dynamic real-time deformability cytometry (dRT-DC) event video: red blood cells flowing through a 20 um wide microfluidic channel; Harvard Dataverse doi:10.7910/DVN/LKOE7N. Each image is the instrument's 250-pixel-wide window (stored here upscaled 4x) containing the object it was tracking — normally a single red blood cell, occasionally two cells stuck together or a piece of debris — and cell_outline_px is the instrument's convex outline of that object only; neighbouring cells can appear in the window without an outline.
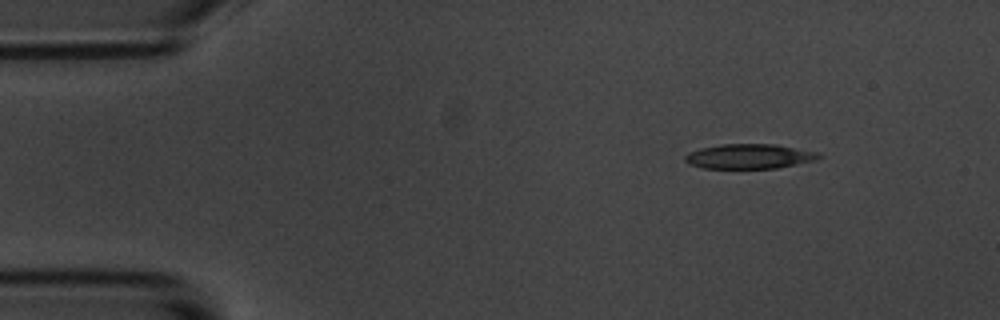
{"species": "common noctule bat (a hibernating species)", "species_latin": "Nyctalus noctula", "temperature_condition": "room temperature", "stored_images_in_passage": 10, "camera_frame_rate_fps": 3000, "um_per_image_px": 0.085, "animal": {"sex": "male", "body_mass_g": 20.1, "forearm_length_mm": 53.5}, "frame": {"image": 1, "passage_image": 1, "time_ms": 0.0, "image_size_px": [1000, 320], "cell_outline_px": [[824, 156], [816, 160], [776, 168], [704, 168], [688, 164], [684, 160], [684, 156], [688, 152], [700, 148], [720, 144], [776, 144], [820, 152]], "centroid_in_image_um": [63.7, 13.28], "position_along_channel_um": 21.3, "area_um2": 19.48}}
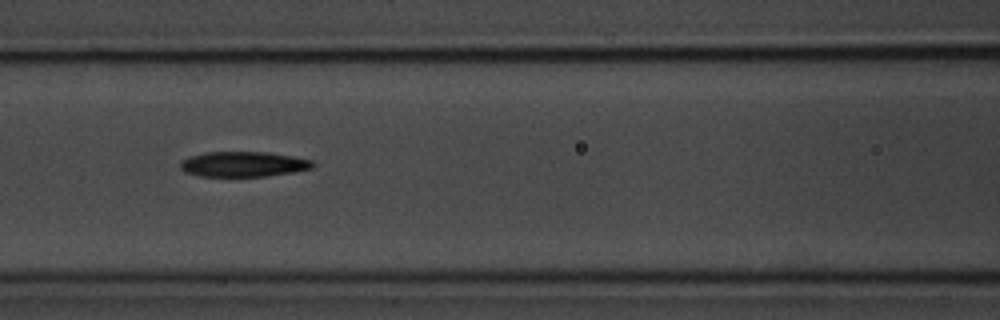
{"frame": {"image": 2, "passage_image": 6, "time_ms": 5.667, "image_size_px": [1000, 320], "cell_outline_px": [[316, 164], [312, 168], [292, 172], [264, 176], [200, 176], [184, 172], [180, 168], [180, 160], [188, 156], [204, 152], [268, 152], [292, 156], [312, 160]], "centroid_in_image_um": [20.64, 13.94], "position_along_channel_um": 146.0, "area_um2": 19.54}}
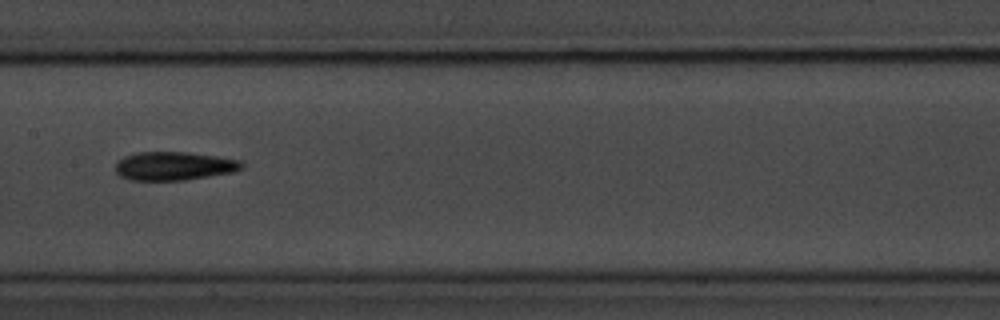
{"frame": {"image": 3, "passage_image": 7, "time_ms": 7.0, "image_size_px": [1000, 320], "cell_outline_px": [[244, 168], [232, 172], [184, 180], [132, 180], [120, 176], [116, 172], [116, 164], [124, 156], [136, 152], [188, 152], [216, 156], [240, 160], [244, 164]], "centroid_in_image_um": [14.8, 14.1], "position_along_channel_um": 192.6, "area_um2": 20.92}}